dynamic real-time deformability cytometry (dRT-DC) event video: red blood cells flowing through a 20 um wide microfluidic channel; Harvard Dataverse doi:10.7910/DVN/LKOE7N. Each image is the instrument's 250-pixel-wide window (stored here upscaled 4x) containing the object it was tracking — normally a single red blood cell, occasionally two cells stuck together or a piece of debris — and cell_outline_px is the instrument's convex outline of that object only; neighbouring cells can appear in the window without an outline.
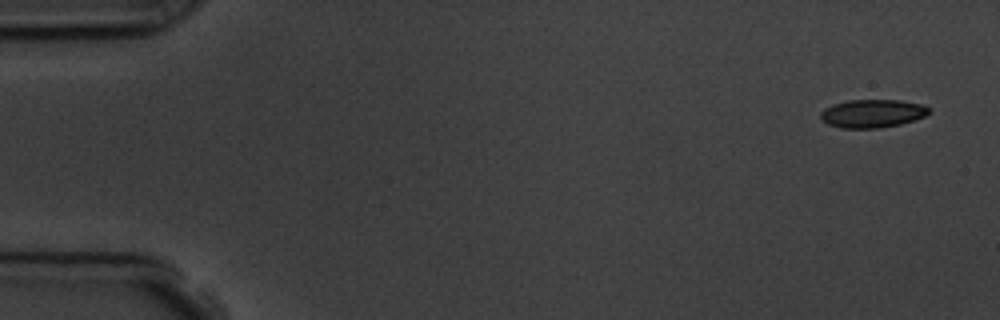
{"species": "common noctule bat (a hibernating species)", "species_latin": "Nyctalus noctula", "temperature_condition": "room temperature", "stored_images_in_passage": 10, "camera_frame_rate_fps": 3000, "um_per_image_px": 0.085, "animal": {"sex": "male", "body_mass_g": 19.5, "forearm_length_mm": 54.6}, "frame": {"image": 1, "passage_image": 1, "time_ms": 0.0, "image_size_px": [1000, 320], "cell_outline_px": [[932, 112], [924, 116], [900, 124], [876, 128], [840, 128], [828, 124], [820, 116], [820, 112], [824, 108], [832, 104], [848, 100], [900, 100], [920, 104], [932, 108]], "centroid_in_image_um": [74.15, 9.64], "position_along_channel_um": 10.8, "area_um2": 17.8}}
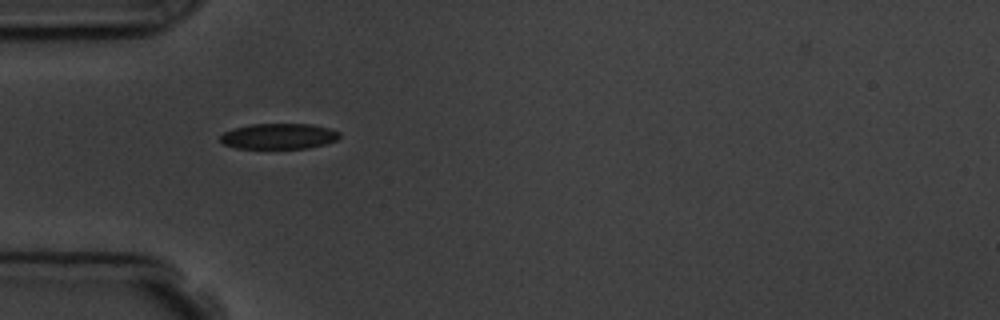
{"frame": {"image": 2, "passage_image": 5, "time_ms": 4.667, "image_size_px": [1000, 320], "cell_outline_px": [[340, 136], [336, 140], [324, 144], [308, 148], [236, 148], [224, 144], [220, 140], [220, 136], [224, 132], [236, 128], [252, 124], [312, 124], [328, 128], [340, 132]], "centroid_in_image_um": [23.71, 11.58], "position_along_channel_um": 61.3, "area_um2": 17.63}}
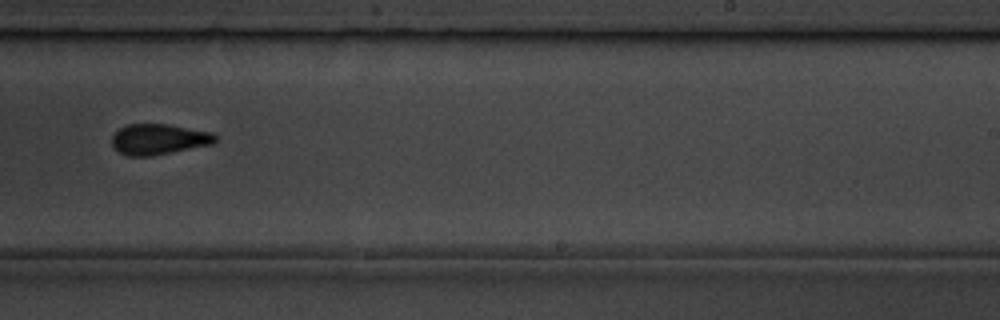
{"frame": {"image": 3, "passage_image": 10, "time_ms": 10.333, "image_size_px": [1000, 320], "cell_outline_px": [[216, 140], [212, 144], [172, 152], [148, 156], [128, 156], [120, 152], [112, 144], [112, 136], [124, 124], [168, 124], [212, 132], [216, 136]], "centroid_in_image_um": [13.49, 11.82], "position_along_channel_um": 275.5, "area_um2": 18.32}}